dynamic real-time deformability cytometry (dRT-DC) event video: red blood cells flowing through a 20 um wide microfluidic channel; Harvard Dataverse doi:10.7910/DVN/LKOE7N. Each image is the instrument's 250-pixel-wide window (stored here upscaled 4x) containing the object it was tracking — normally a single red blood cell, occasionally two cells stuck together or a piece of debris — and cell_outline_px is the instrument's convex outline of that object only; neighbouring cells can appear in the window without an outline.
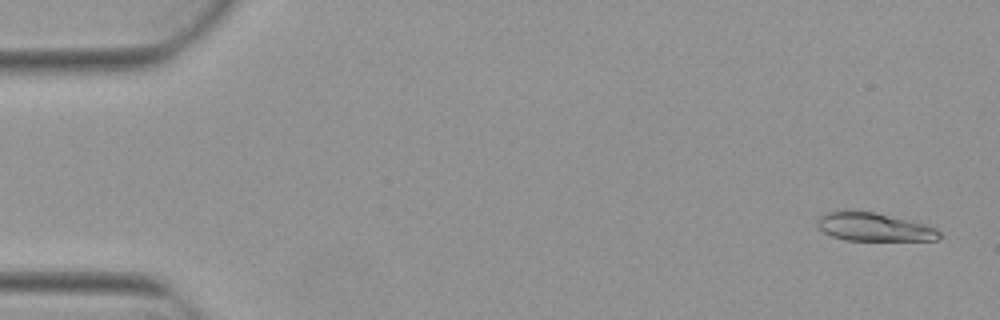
{"species": "Egyptian fruit bat (a non-hibernating species)", "species_latin": "Rousettus aegyptiacus", "temperature_condition": "warm", "stored_images_in_passage": 4, "camera_frame_rate_fps": 3000, "um_per_image_px": 0.085, "animal": {"sex": "female"}, "frame": {"image": 1, "passage_image": 1, "time_ms": 0.0, "image_size_px": [1000, 320], "cell_outline_px": [[944, 236], [936, 240], [844, 240], [832, 236], [824, 232], [816, 224], [816, 220], [820, 216], [828, 212], [872, 212], [924, 224], [936, 228]], "centroid_in_image_um": [74.31, 19.32], "position_along_channel_um": 10.7, "area_um2": 19.65}}
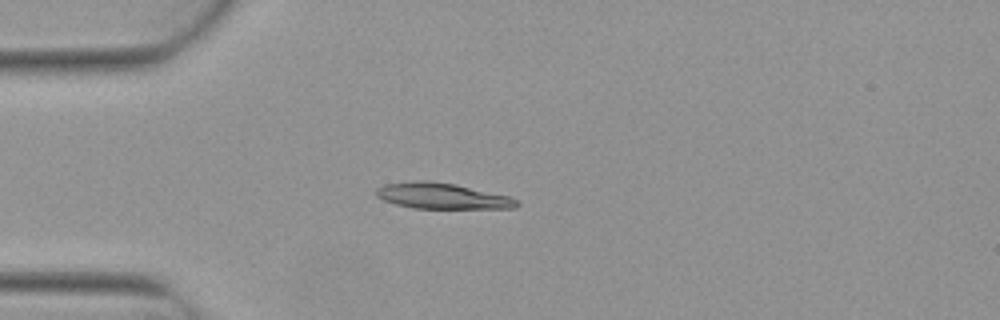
{"frame": {"image": 2, "passage_image": 4, "time_ms": 1.0, "image_size_px": [1000, 320], "cell_outline_px": [[520, 204], [516, 208], [416, 208], [396, 204], [384, 200], [376, 196], [376, 188], [384, 184], [412, 180], [428, 180], [456, 184], [512, 196]], "centroid_in_image_um": [37.59, 16.64], "position_along_channel_um": 47.4, "area_um2": 21.33}}